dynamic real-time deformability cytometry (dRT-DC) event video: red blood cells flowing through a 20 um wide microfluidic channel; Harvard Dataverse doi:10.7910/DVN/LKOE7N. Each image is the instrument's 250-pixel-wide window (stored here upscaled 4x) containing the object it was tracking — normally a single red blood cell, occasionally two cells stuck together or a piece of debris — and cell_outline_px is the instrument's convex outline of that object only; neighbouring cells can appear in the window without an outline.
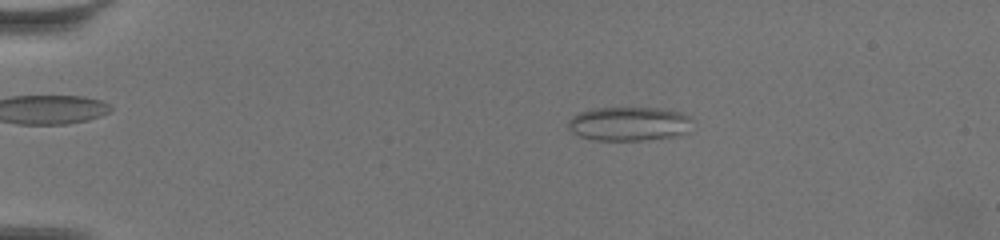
{"species": "common noctule bat (a hibernating species)", "species_latin": "Nyctalus noctula", "temperature_condition": "warm", "stored_images_in_passage": 61, "camera_frame_rate_fps": 3000, "um_per_image_px": 0.085, "animal": {"sex": "female", "body_mass_g": 19.5, "forearm_length_mm": 54.1}, "frame": {"image": 1, "passage_image": 12, "time_ms": 3.667, "image_size_px": [1000, 240], "cell_outline_px": [[692, 120], [688, 132], [672, 136], [640, 140], [596, 140], [580, 136], [572, 132], [568, 128], [568, 120], [572, 116], [580, 112], [596, 108], [656, 108], [680, 112], [688, 116]], "centroid_in_image_um": [53.44, 10.52], "position_along_channel_um": 31.6, "area_um2": 24.39}}
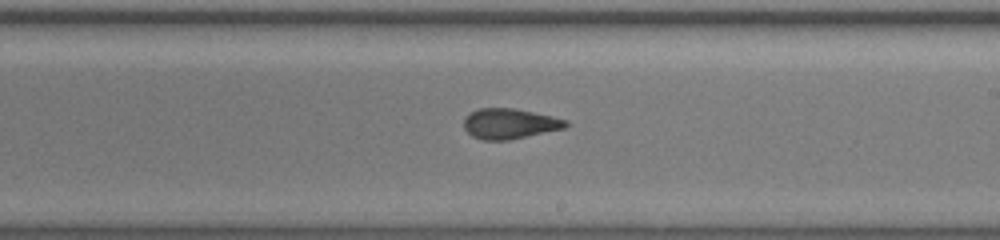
{"frame": {"image": 2, "passage_image": 37, "time_ms": 12.0, "image_size_px": [1000, 240], "cell_outline_px": [[568, 124], [564, 128], [508, 140], [480, 140], [472, 136], [464, 128], [464, 120], [472, 112], [480, 108], [512, 108], [552, 116], [568, 120]], "centroid_in_image_um": [43.31, 10.52], "position_along_channel_um": 245.7, "area_um2": 17.74}}
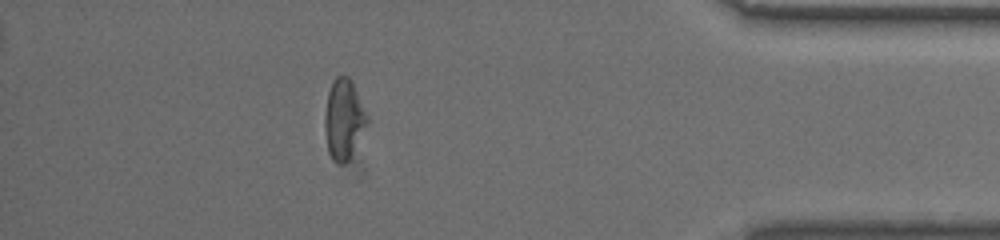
{"frame": {"image": 3, "passage_image": 54, "time_ms": 17.667, "image_size_px": [1000, 240], "cell_outline_px": [[368, 120], [348, 160], [344, 164], [336, 164], [332, 160], [328, 152], [324, 132], [324, 116], [328, 92], [336, 76], [348, 76], [368, 116]], "centroid_in_image_um": [29.17, 10.17], "position_along_channel_um": 406.0, "area_um2": 19.36}, "authors_computed_cell_mechanics": {"area_um2": 19.363, "velocity_mm_per_s": 3.4743, "shape_relaxation_time_tau1_ms": null, "shape_relaxation_time_tau2_ms": 1.393, "deformation_change_tau1": null, "deformation_change_tau2": 0.0913}}